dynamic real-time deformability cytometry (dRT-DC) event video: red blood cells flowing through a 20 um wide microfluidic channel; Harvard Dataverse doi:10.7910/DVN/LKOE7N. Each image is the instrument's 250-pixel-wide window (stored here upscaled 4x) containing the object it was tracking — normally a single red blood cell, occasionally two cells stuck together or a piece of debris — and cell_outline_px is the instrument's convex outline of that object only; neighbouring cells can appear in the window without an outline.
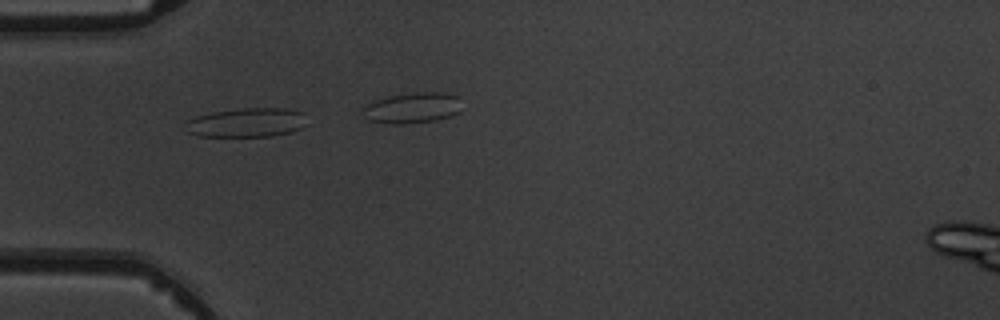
{"species": "common noctule bat (a hibernating species)", "species_latin": "Nyctalus noctula", "temperature_condition": "warm", "stored_images_in_passage": 7, "camera_frame_rate_fps": 3000, "um_per_image_px": 0.085, "animal": {"sex": "male", "body_mass_g": 19.5, "forearm_length_mm": 54.6}, "frame": {"image": 1, "passage_image": 5, "time_ms": 4.667, "image_size_px": [1000, 320], "cell_outline_px": [[308, 124], [300, 128], [288, 132], [272, 136], [200, 136], [184, 132], [180, 124], [196, 116], [212, 112], [240, 108], [284, 108], [304, 112]], "centroid_in_image_um": [20.9, 10.41], "position_along_channel_um": 64.1, "area_um2": 21.04}}
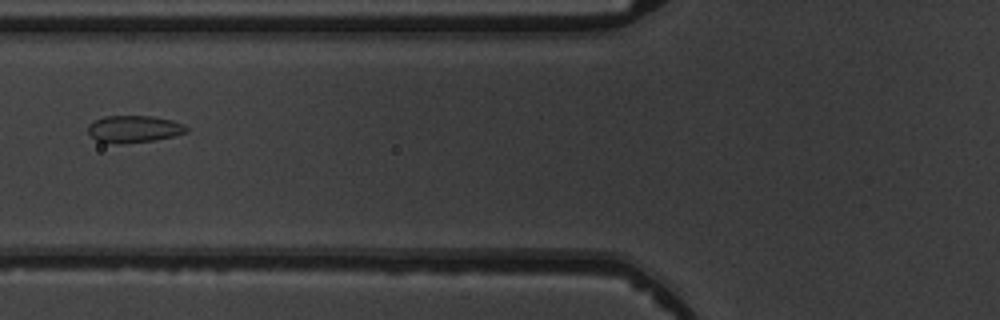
{"frame": {"image": 2, "passage_image": 6, "time_ms": 6.667, "image_size_px": [1000, 320], "cell_outline_px": [[188, 132], [172, 136], [152, 140], [120, 144], [116, 144], [96, 140], [88, 132], [88, 124], [104, 116], [152, 116], [172, 120], [184, 124], [188, 128]], "centroid_in_image_um": [11.38, 10.96], "position_along_channel_um": 114.4, "area_um2": 15.43}}
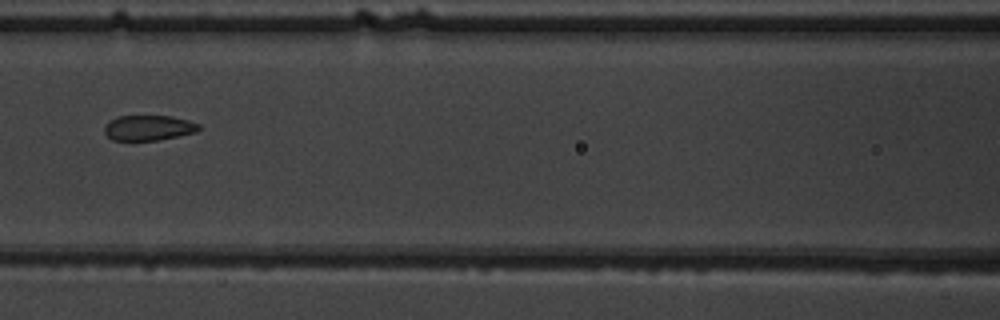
{"frame": {"image": 3, "passage_image": 7, "time_ms": 7.667, "image_size_px": [1000, 320], "cell_outline_px": [[200, 128], [196, 132], [156, 140], [112, 140], [104, 132], [104, 128], [112, 120], [120, 116], [172, 116], [188, 120], [200, 124]], "centroid_in_image_um": [12.65, 10.86], "position_along_channel_um": 153.9, "area_um2": 13.64}}